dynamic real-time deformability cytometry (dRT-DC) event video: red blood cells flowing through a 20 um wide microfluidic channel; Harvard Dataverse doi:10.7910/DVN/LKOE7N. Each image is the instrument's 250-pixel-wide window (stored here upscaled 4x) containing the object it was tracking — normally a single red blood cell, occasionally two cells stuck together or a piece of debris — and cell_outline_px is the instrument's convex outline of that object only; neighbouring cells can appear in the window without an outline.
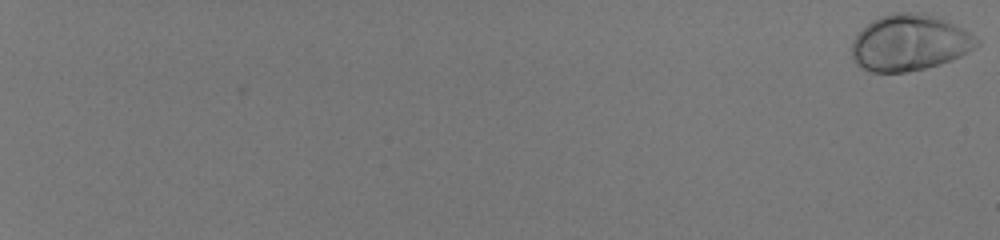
{"species": "human", "species_latin": "Homo sapiens", "temperature_condition": "room temperature", "stored_images_in_passage": 57, "camera_frame_rate_fps": 3000, "um_per_image_px": 0.085, "donor": {"sex": "male"}, "frame": {"image": 1, "passage_image": 1, "time_ms": 0.0, "image_size_px": [1000, 240], "cell_outline_px": [[980, 44], [968, 52], [952, 60], [940, 64], [924, 68], [904, 72], [872, 72], [860, 68], [856, 64], [852, 56], [852, 40], [872, 20], [880, 16], [892, 12], [924, 12], [940, 16], [976, 36], [980, 40]], "centroid_in_image_um": [77.33, 3.61], "position_along_channel_um": 7.7, "area_um2": 41.27}}
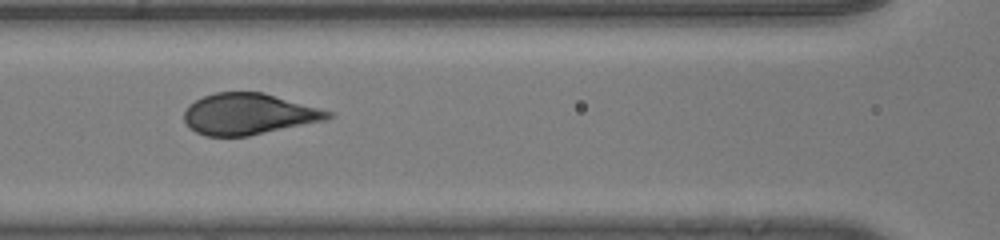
{"frame": {"image": 2, "passage_image": 33, "time_ms": 10.667, "image_size_px": [1000, 240], "cell_outline_px": [[336, 116], [324, 120], [248, 136], [204, 136], [188, 128], [184, 120], [184, 112], [188, 104], [204, 96], [216, 92], [264, 92], [336, 112]], "centroid_in_image_um": [21.15, 9.69], "position_along_channel_um": 145.5, "area_um2": 34.8}}
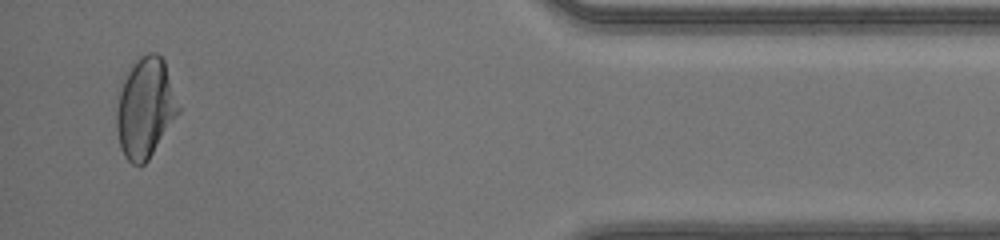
{"frame": {"image": 3, "passage_image": 56, "time_ms": 18.333, "image_size_px": [1000, 240], "cell_outline_px": [[180, 112], [148, 160], [140, 168], [132, 164], [124, 156], [120, 148], [116, 128], [116, 108], [120, 80], [136, 60], [148, 52], [156, 52], [164, 60], [180, 108]], "centroid_in_image_um": [12.32, 9.18], "position_along_channel_um": 422.9, "area_um2": 36.53}, "authors_computed_cell_mechanics": {"area_um2": 36.4718, "velocity_mm_per_s": 4.1314, "shape_relaxation_time_tau1_ms": 2.4906, "shape_relaxation_time_tau2_ms": null, "deformation_change_tau1": 0.157, "deformation_change_tau2": null}}